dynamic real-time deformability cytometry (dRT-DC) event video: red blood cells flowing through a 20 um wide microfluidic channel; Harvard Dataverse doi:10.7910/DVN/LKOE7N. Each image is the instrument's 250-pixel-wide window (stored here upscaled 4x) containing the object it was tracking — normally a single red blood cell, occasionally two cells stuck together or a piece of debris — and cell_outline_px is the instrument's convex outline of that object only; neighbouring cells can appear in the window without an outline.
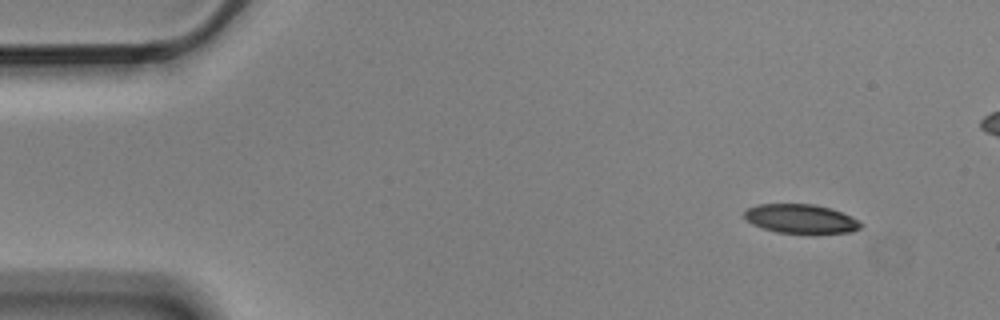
{"species": "Egyptian fruit bat (a non-hibernating species)", "species_latin": "Rousettus aegyptiacus", "temperature_condition": "cold", "stored_images_in_passage": 5, "camera_frame_rate_fps": 3000, "um_per_image_px": 0.085, "animal": {"sex": "male"}, "frame": {"image": 1, "passage_image": 1, "time_ms": 0.0, "image_size_px": [1000, 320], "cell_outline_px": [[864, 224], [860, 228], [852, 232], [816, 236], [812, 236], [776, 232], [752, 224], [744, 216], [744, 212], [748, 208], [756, 204], [816, 204], [832, 208], [852, 216], [860, 220]], "centroid_in_image_um": [68.17, 18.64], "position_along_channel_um": 16.8, "area_um2": 20.75}}